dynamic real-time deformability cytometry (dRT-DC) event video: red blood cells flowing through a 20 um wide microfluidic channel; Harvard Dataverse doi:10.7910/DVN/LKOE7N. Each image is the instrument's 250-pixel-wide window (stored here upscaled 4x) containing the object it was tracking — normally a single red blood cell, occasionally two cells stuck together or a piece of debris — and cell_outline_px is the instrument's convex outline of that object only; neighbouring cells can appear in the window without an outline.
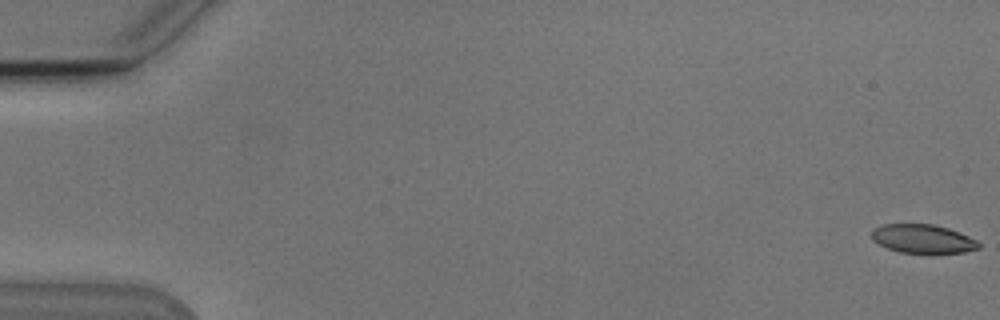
{"species": "Egyptian fruit bat (a non-hibernating species)", "species_latin": "Rousettus aegyptiacus", "temperature_condition": "cold", "stored_images_in_passage": 55, "camera_frame_rate_fps": 3000, "um_per_image_px": 0.085, "animal": {"sex": "male"}, "frame": {"image": 1, "passage_image": 1, "time_ms": 0.0, "image_size_px": [1000, 320], "cell_outline_px": [[980, 248], [964, 252], [900, 252], [888, 248], [872, 240], [872, 228], [880, 224], [932, 224], [948, 228], [968, 236], [976, 240], [980, 244]], "centroid_in_image_um": [78.41, 20.28], "position_along_channel_um": 6.6, "area_um2": 17.69}}
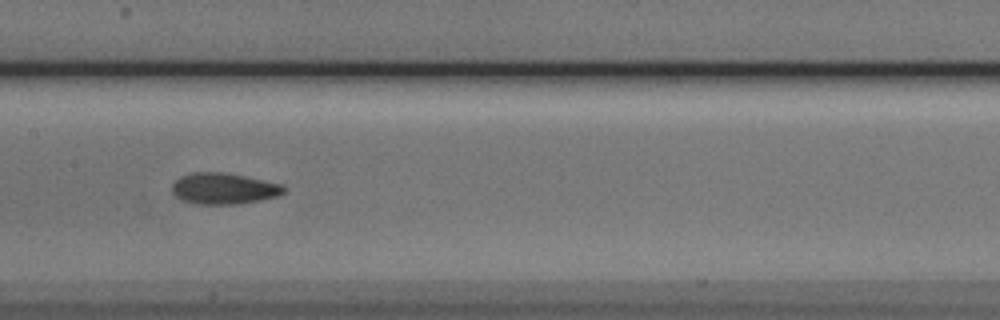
{"frame": {"image": 2, "passage_image": 28, "time_ms": 9.0, "image_size_px": [1000, 320], "cell_outline_px": [[284, 192], [276, 196], [260, 200], [240, 204], [196, 204], [180, 200], [172, 192], [172, 184], [180, 176], [192, 172], [220, 172], [244, 176], [284, 184]], "centroid_in_image_um": [18.99, 16.03], "position_along_channel_um": 188.4, "area_um2": 20.35}}
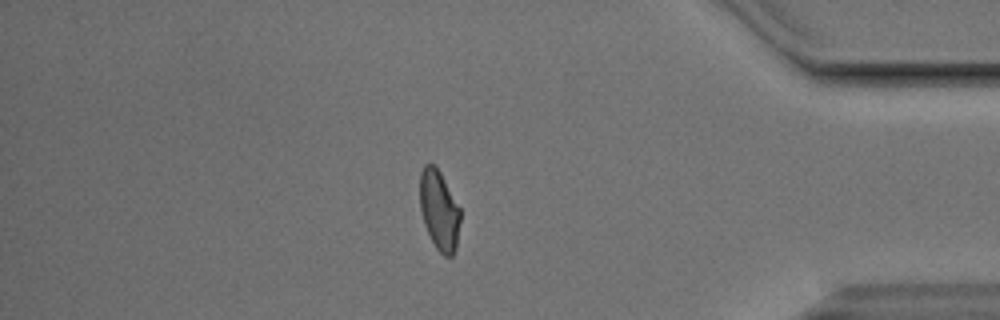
{"frame": {"image": 3, "passage_image": 47, "time_ms": 15.333, "image_size_px": [1000, 320], "cell_outline_px": [[460, 220], [456, 248], [452, 256], [444, 256], [436, 248], [424, 224], [420, 208], [420, 172], [424, 164], [432, 164], [440, 172], [460, 208]], "centroid_in_image_um": [37.33, 17.87], "position_along_channel_um": 397.9, "area_um2": 18.61}, "authors_computed_cell_mechanics": {"area_um2": 19.5364, "velocity_mm_per_s": 3.8131, "shape_relaxation_time_tau1_ms": 7.3704, "shape_relaxation_time_tau2_ms": 2.3267, "deformation_change_tau1": 0.1716, "deformation_change_tau2": 0.0807}}